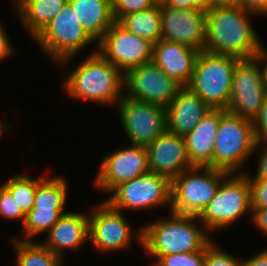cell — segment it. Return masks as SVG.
Here are the masks:
<instances>
[{
	"label": "cell",
	"mask_w": 267,
	"mask_h": 266,
	"mask_svg": "<svg viewBox=\"0 0 267 266\" xmlns=\"http://www.w3.org/2000/svg\"><path fill=\"white\" fill-rule=\"evenodd\" d=\"M47 236L42 244L62 259L64 250H77L89 240V217L81 212H67L50 228Z\"/></svg>",
	"instance_id": "20"
},
{
	"label": "cell",
	"mask_w": 267,
	"mask_h": 266,
	"mask_svg": "<svg viewBox=\"0 0 267 266\" xmlns=\"http://www.w3.org/2000/svg\"><path fill=\"white\" fill-rule=\"evenodd\" d=\"M124 87L127 89L125 97L164 108L182 88L152 61L128 70L124 74Z\"/></svg>",
	"instance_id": "11"
},
{
	"label": "cell",
	"mask_w": 267,
	"mask_h": 266,
	"mask_svg": "<svg viewBox=\"0 0 267 266\" xmlns=\"http://www.w3.org/2000/svg\"><path fill=\"white\" fill-rule=\"evenodd\" d=\"M0 215L6 219H20L24 223L26 214L20 209L10 191L0 186Z\"/></svg>",
	"instance_id": "32"
},
{
	"label": "cell",
	"mask_w": 267,
	"mask_h": 266,
	"mask_svg": "<svg viewBox=\"0 0 267 266\" xmlns=\"http://www.w3.org/2000/svg\"><path fill=\"white\" fill-rule=\"evenodd\" d=\"M245 212H252L248 177L244 173H229L221 181L214 198L198 215V221L207 231L221 229Z\"/></svg>",
	"instance_id": "7"
},
{
	"label": "cell",
	"mask_w": 267,
	"mask_h": 266,
	"mask_svg": "<svg viewBox=\"0 0 267 266\" xmlns=\"http://www.w3.org/2000/svg\"><path fill=\"white\" fill-rule=\"evenodd\" d=\"M265 14H267V0H265Z\"/></svg>",
	"instance_id": "45"
},
{
	"label": "cell",
	"mask_w": 267,
	"mask_h": 266,
	"mask_svg": "<svg viewBox=\"0 0 267 266\" xmlns=\"http://www.w3.org/2000/svg\"><path fill=\"white\" fill-rule=\"evenodd\" d=\"M203 266H241V261L231 254L221 251L212 240L206 245Z\"/></svg>",
	"instance_id": "31"
},
{
	"label": "cell",
	"mask_w": 267,
	"mask_h": 266,
	"mask_svg": "<svg viewBox=\"0 0 267 266\" xmlns=\"http://www.w3.org/2000/svg\"><path fill=\"white\" fill-rule=\"evenodd\" d=\"M248 177L250 185L251 209L267 208V178Z\"/></svg>",
	"instance_id": "33"
},
{
	"label": "cell",
	"mask_w": 267,
	"mask_h": 266,
	"mask_svg": "<svg viewBox=\"0 0 267 266\" xmlns=\"http://www.w3.org/2000/svg\"><path fill=\"white\" fill-rule=\"evenodd\" d=\"M205 250L160 256L155 266H203Z\"/></svg>",
	"instance_id": "29"
},
{
	"label": "cell",
	"mask_w": 267,
	"mask_h": 266,
	"mask_svg": "<svg viewBox=\"0 0 267 266\" xmlns=\"http://www.w3.org/2000/svg\"><path fill=\"white\" fill-rule=\"evenodd\" d=\"M241 266H267V249L241 262Z\"/></svg>",
	"instance_id": "40"
},
{
	"label": "cell",
	"mask_w": 267,
	"mask_h": 266,
	"mask_svg": "<svg viewBox=\"0 0 267 266\" xmlns=\"http://www.w3.org/2000/svg\"><path fill=\"white\" fill-rule=\"evenodd\" d=\"M44 177L33 179L27 175H16L3 185L10 191L20 209L27 214L33 207L38 183Z\"/></svg>",
	"instance_id": "27"
},
{
	"label": "cell",
	"mask_w": 267,
	"mask_h": 266,
	"mask_svg": "<svg viewBox=\"0 0 267 266\" xmlns=\"http://www.w3.org/2000/svg\"><path fill=\"white\" fill-rule=\"evenodd\" d=\"M68 0H22L15 8L24 26L35 38L60 12Z\"/></svg>",
	"instance_id": "23"
},
{
	"label": "cell",
	"mask_w": 267,
	"mask_h": 266,
	"mask_svg": "<svg viewBox=\"0 0 267 266\" xmlns=\"http://www.w3.org/2000/svg\"><path fill=\"white\" fill-rule=\"evenodd\" d=\"M210 110L199 96L182 87L166 107L167 130L185 137Z\"/></svg>",
	"instance_id": "19"
},
{
	"label": "cell",
	"mask_w": 267,
	"mask_h": 266,
	"mask_svg": "<svg viewBox=\"0 0 267 266\" xmlns=\"http://www.w3.org/2000/svg\"><path fill=\"white\" fill-rule=\"evenodd\" d=\"M34 39L48 56L62 66H67L74 55L94 40L77 20L69 2Z\"/></svg>",
	"instance_id": "8"
},
{
	"label": "cell",
	"mask_w": 267,
	"mask_h": 266,
	"mask_svg": "<svg viewBox=\"0 0 267 266\" xmlns=\"http://www.w3.org/2000/svg\"><path fill=\"white\" fill-rule=\"evenodd\" d=\"M8 37L5 35V30L0 23V60L9 57L13 52Z\"/></svg>",
	"instance_id": "39"
},
{
	"label": "cell",
	"mask_w": 267,
	"mask_h": 266,
	"mask_svg": "<svg viewBox=\"0 0 267 266\" xmlns=\"http://www.w3.org/2000/svg\"><path fill=\"white\" fill-rule=\"evenodd\" d=\"M171 180L151 171L120 184L106 202L115 210H141L171 204Z\"/></svg>",
	"instance_id": "9"
},
{
	"label": "cell",
	"mask_w": 267,
	"mask_h": 266,
	"mask_svg": "<svg viewBox=\"0 0 267 266\" xmlns=\"http://www.w3.org/2000/svg\"><path fill=\"white\" fill-rule=\"evenodd\" d=\"M256 144L253 121L221 109L211 167L228 173H241L246 159L257 149Z\"/></svg>",
	"instance_id": "4"
},
{
	"label": "cell",
	"mask_w": 267,
	"mask_h": 266,
	"mask_svg": "<svg viewBox=\"0 0 267 266\" xmlns=\"http://www.w3.org/2000/svg\"><path fill=\"white\" fill-rule=\"evenodd\" d=\"M221 119V109H211L184 138L193 166L211 167L214 142Z\"/></svg>",
	"instance_id": "21"
},
{
	"label": "cell",
	"mask_w": 267,
	"mask_h": 266,
	"mask_svg": "<svg viewBox=\"0 0 267 266\" xmlns=\"http://www.w3.org/2000/svg\"><path fill=\"white\" fill-rule=\"evenodd\" d=\"M209 6H233L238 5V0H205Z\"/></svg>",
	"instance_id": "42"
},
{
	"label": "cell",
	"mask_w": 267,
	"mask_h": 266,
	"mask_svg": "<svg viewBox=\"0 0 267 266\" xmlns=\"http://www.w3.org/2000/svg\"><path fill=\"white\" fill-rule=\"evenodd\" d=\"M206 11V40L204 51L252 59L265 50L261 39L252 29L249 14L238 5L209 6Z\"/></svg>",
	"instance_id": "1"
},
{
	"label": "cell",
	"mask_w": 267,
	"mask_h": 266,
	"mask_svg": "<svg viewBox=\"0 0 267 266\" xmlns=\"http://www.w3.org/2000/svg\"><path fill=\"white\" fill-rule=\"evenodd\" d=\"M17 251L16 266H61L62 259L51 252L42 243L25 240H13Z\"/></svg>",
	"instance_id": "26"
},
{
	"label": "cell",
	"mask_w": 267,
	"mask_h": 266,
	"mask_svg": "<svg viewBox=\"0 0 267 266\" xmlns=\"http://www.w3.org/2000/svg\"><path fill=\"white\" fill-rule=\"evenodd\" d=\"M252 222L258 229L267 235V208L251 209Z\"/></svg>",
	"instance_id": "37"
},
{
	"label": "cell",
	"mask_w": 267,
	"mask_h": 266,
	"mask_svg": "<svg viewBox=\"0 0 267 266\" xmlns=\"http://www.w3.org/2000/svg\"><path fill=\"white\" fill-rule=\"evenodd\" d=\"M203 170L204 173H198ZM228 172L194 166L171 181V212L198 216L214 198Z\"/></svg>",
	"instance_id": "6"
},
{
	"label": "cell",
	"mask_w": 267,
	"mask_h": 266,
	"mask_svg": "<svg viewBox=\"0 0 267 266\" xmlns=\"http://www.w3.org/2000/svg\"><path fill=\"white\" fill-rule=\"evenodd\" d=\"M104 157L95 179V186L112 192L120 184L148 173V157L144 146L131 144Z\"/></svg>",
	"instance_id": "15"
},
{
	"label": "cell",
	"mask_w": 267,
	"mask_h": 266,
	"mask_svg": "<svg viewBox=\"0 0 267 266\" xmlns=\"http://www.w3.org/2000/svg\"><path fill=\"white\" fill-rule=\"evenodd\" d=\"M149 170L171 181L194 167L188 157L185 138L166 130L146 147Z\"/></svg>",
	"instance_id": "17"
},
{
	"label": "cell",
	"mask_w": 267,
	"mask_h": 266,
	"mask_svg": "<svg viewBox=\"0 0 267 266\" xmlns=\"http://www.w3.org/2000/svg\"><path fill=\"white\" fill-rule=\"evenodd\" d=\"M95 210L92 217L89 216V240L95 249L112 252L128 248L134 235L122 212L113 209L106 201Z\"/></svg>",
	"instance_id": "14"
},
{
	"label": "cell",
	"mask_w": 267,
	"mask_h": 266,
	"mask_svg": "<svg viewBox=\"0 0 267 266\" xmlns=\"http://www.w3.org/2000/svg\"><path fill=\"white\" fill-rule=\"evenodd\" d=\"M117 23L126 31L155 44L161 40V4L123 15Z\"/></svg>",
	"instance_id": "24"
},
{
	"label": "cell",
	"mask_w": 267,
	"mask_h": 266,
	"mask_svg": "<svg viewBox=\"0 0 267 266\" xmlns=\"http://www.w3.org/2000/svg\"><path fill=\"white\" fill-rule=\"evenodd\" d=\"M64 82L65 91L73 99L110 105L118 104L124 96V74L97 49Z\"/></svg>",
	"instance_id": "3"
},
{
	"label": "cell",
	"mask_w": 267,
	"mask_h": 266,
	"mask_svg": "<svg viewBox=\"0 0 267 266\" xmlns=\"http://www.w3.org/2000/svg\"><path fill=\"white\" fill-rule=\"evenodd\" d=\"M254 133L257 142L267 140V96L258 115L253 119Z\"/></svg>",
	"instance_id": "34"
},
{
	"label": "cell",
	"mask_w": 267,
	"mask_h": 266,
	"mask_svg": "<svg viewBox=\"0 0 267 266\" xmlns=\"http://www.w3.org/2000/svg\"><path fill=\"white\" fill-rule=\"evenodd\" d=\"M200 51L177 42L161 39L152 46L151 61L182 87L191 80Z\"/></svg>",
	"instance_id": "18"
},
{
	"label": "cell",
	"mask_w": 267,
	"mask_h": 266,
	"mask_svg": "<svg viewBox=\"0 0 267 266\" xmlns=\"http://www.w3.org/2000/svg\"><path fill=\"white\" fill-rule=\"evenodd\" d=\"M169 215V219L149 223L139 231L137 241L149 255L158 259L160 256L191 253L202 250L211 241L206 228L203 225L199 228L193 221L198 216L171 211Z\"/></svg>",
	"instance_id": "2"
},
{
	"label": "cell",
	"mask_w": 267,
	"mask_h": 266,
	"mask_svg": "<svg viewBox=\"0 0 267 266\" xmlns=\"http://www.w3.org/2000/svg\"><path fill=\"white\" fill-rule=\"evenodd\" d=\"M120 120L131 144L146 147L167 130L166 108L123 96Z\"/></svg>",
	"instance_id": "12"
},
{
	"label": "cell",
	"mask_w": 267,
	"mask_h": 266,
	"mask_svg": "<svg viewBox=\"0 0 267 266\" xmlns=\"http://www.w3.org/2000/svg\"><path fill=\"white\" fill-rule=\"evenodd\" d=\"M259 62H261L263 65L264 63L266 65H264L263 69L261 68L262 70V76H263V83H264V88L266 90V93H267V53H266V50L262 51L257 57H256Z\"/></svg>",
	"instance_id": "41"
},
{
	"label": "cell",
	"mask_w": 267,
	"mask_h": 266,
	"mask_svg": "<svg viewBox=\"0 0 267 266\" xmlns=\"http://www.w3.org/2000/svg\"><path fill=\"white\" fill-rule=\"evenodd\" d=\"M157 4H164L166 0H154Z\"/></svg>",
	"instance_id": "44"
},
{
	"label": "cell",
	"mask_w": 267,
	"mask_h": 266,
	"mask_svg": "<svg viewBox=\"0 0 267 266\" xmlns=\"http://www.w3.org/2000/svg\"><path fill=\"white\" fill-rule=\"evenodd\" d=\"M241 59L201 51L186 86L210 109L226 110L229 105L233 73Z\"/></svg>",
	"instance_id": "5"
},
{
	"label": "cell",
	"mask_w": 267,
	"mask_h": 266,
	"mask_svg": "<svg viewBox=\"0 0 267 266\" xmlns=\"http://www.w3.org/2000/svg\"><path fill=\"white\" fill-rule=\"evenodd\" d=\"M67 200V183L63 177H44L37 185L32 208L64 210Z\"/></svg>",
	"instance_id": "25"
},
{
	"label": "cell",
	"mask_w": 267,
	"mask_h": 266,
	"mask_svg": "<svg viewBox=\"0 0 267 266\" xmlns=\"http://www.w3.org/2000/svg\"><path fill=\"white\" fill-rule=\"evenodd\" d=\"M261 145L262 149L260 150L261 153L258 162V168L254 178H267V140L257 142L256 148L261 147Z\"/></svg>",
	"instance_id": "36"
},
{
	"label": "cell",
	"mask_w": 267,
	"mask_h": 266,
	"mask_svg": "<svg viewBox=\"0 0 267 266\" xmlns=\"http://www.w3.org/2000/svg\"><path fill=\"white\" fill-rule=\"evenodd\" d=\"M67 213L63 210H45L32 208L27 214L23 223L26 235L25 241H31V237L39 235L42 232H48L50 228ZM30 237V238H29Z\"/></svg>",
	"instance_id": "28"
},
{
	"label": "cell",
	"mask_w": 267,
	"mask_h": 266,
	"mask_svg": "<svg viewBox=\"0 0 267 266\" xmlns=\"http://www.w3.org/2000/svg\"><path fill=\"white\" fill-rule=\"evenodd\" d=\"M165 7H173L188 10H206L205 0H166L163 4Z\"/></svg>",
	"instance_id": "35"
},
{
	"label": "cell",
	"mask_w": 267,
	"mask_h": 266,
	"mask_svg": "<svg viewBox=\"0 0 267 266\" xmlns=\"http://www.w3.org/2000/svg\"><path fill=\"white\" fill-rule=\"evenodd\" d=\"M85 31L100 41L115 23L111 0H68Z\"/></svg>",
	"instance_id": "22"
},
{
	"label": "cell",
	"mask_w": 267,
	"mask_h": 266,
	"mask_svg": "<svg viewBox=\"0 0 267 266\" xmlns=\"http://www.w3.org/2000/svg\"><path fill=\"white\" fill-rule=\"evenodd\" d=\"M7 128H9V126L7 127L6 125L0 123V135L4 132L5 129L7 130Z\"/></svg>",
	"instance_id": "43"
},
{
	"label": "cell",
	"mask_w": 267,
	"mask_h": 266,
	"mask_svg": "<svg viewBox=\"0 0 267 266\" xmlns=\"http://www.w3.org/2000/svg\"><path fill=\"white\" fill-rule=\"evenodd\" d=\"M152 46L148 40L115 22L99 41L97 50L125 74L131 68L151 61Z\"/></svg>",
	"instance_id": "13"
},
{
	"label": "cell",
	"mask_w": 267,
	"mask_h": 266,
	"mask_svg": "<svg viewBox=\"0 0 267 266\" xmlns=\"http://www.w3.org/2000/svg\"><path fill=\"white\" fill-rule=\"evenodd\" d=\"M161 39L204 51L206 11L165 7L161 4Z\"/></svg>",
	"instance_id": "16"
},
{
	"label": "cell",
	"mask_w": 267,
	"mask_h": 266,
	"mask_svg": "<svg viewBox=\"0 0 267 266\" xmlns=\"http://www.w3.org/2000/svg\"><path fill=\"white\" fill-rule=\"evenodd\" d=\"M156 4L154 0H111V9L117 22L123 15L146 10Z\"/></svg>",
	"instance_id": "30"
},
{
	"label": "cell",
	"mask_w": 267,
	"mask_h": 266,
	"mask_svg": "<svg viewBox=\"0 0 267 266\" xmlns=\"http://www.w3.org/2000/svg\"><path fill=\"white\" fill-rule=\"evenodd\" d=\"M238 6L257 14H265V0H238Z\"/></svg>",
	"instance_id": "38"
},
{
	"label": "cell",
	"mask_w": 267,
	"mask_h": 266,
	"mask_svg": "<svg viewBox=\"0 0 267 266\" xmlns=\"http://www.w3.org/2000/svg\"><path fill=\"white\" fill-rule=\"evenodd\" d=\"M261 67L256 57L236 64L227 111L252 121L258 115L267 96Z\"/></svg>",
	"instance_id": "10"
}]
</instances>
